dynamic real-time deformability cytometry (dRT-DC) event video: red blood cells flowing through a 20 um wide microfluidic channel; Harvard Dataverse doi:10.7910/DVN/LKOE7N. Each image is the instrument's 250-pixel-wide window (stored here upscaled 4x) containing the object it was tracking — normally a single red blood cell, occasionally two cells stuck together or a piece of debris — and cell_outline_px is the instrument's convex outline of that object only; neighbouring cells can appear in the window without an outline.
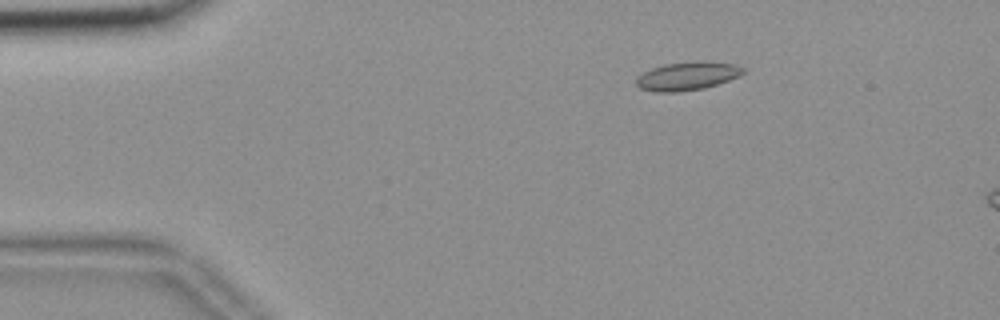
{"species": "common noctule bat (a hibernating species)", "species_latin": "Nyctalus noctula", "temperature_condition": "room temperature", "stored_images_in_passage": 15, "camera_frame_rate_fps": 3000, "um_per_image_px": 0.085, "animal": {"sex": "female", "body_mass_g": 18.4}, "frame": {"image": 1, "passage_image": 9, "time_ms": 2.667, "image_size_px": [1000, 320], "cell_outline_px": [[744, 72], [740, 76], [704, 88], [676, 92], [656, 92], [640, 88], [636, 84], [636, 80], [644, 72], [652, 68], [664, 64], [700, 60], [732, 64], [744, 68]], "centroid_in_image_um": [58.42, 6.46], "position_along_channel_um": 26.6, "area_um2": 17.51}}